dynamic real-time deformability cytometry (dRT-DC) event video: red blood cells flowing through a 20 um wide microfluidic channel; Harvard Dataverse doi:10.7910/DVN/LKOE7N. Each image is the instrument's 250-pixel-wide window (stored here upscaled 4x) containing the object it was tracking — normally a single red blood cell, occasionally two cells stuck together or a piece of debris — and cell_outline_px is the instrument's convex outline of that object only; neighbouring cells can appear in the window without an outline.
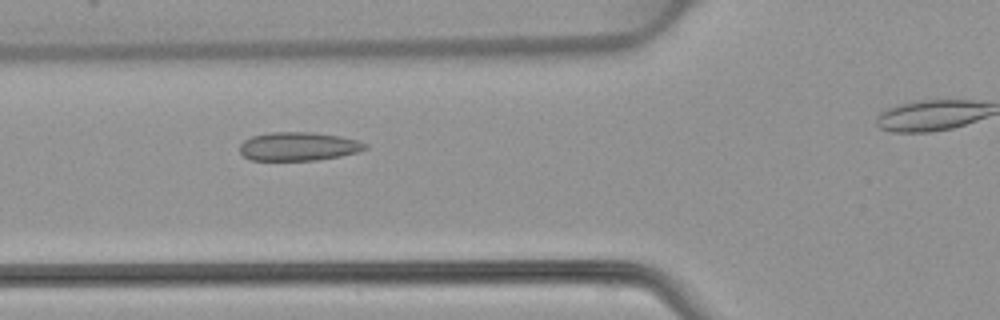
{"species": "common noctule bat (a hibernating species)", "species_latin": "Nyctalus noctula", "temperature_condition": "warm", "stored_images_in_passage": 36, "camera_frame_rate_fps": 3000, "um_per_image_px": 0.085, "animal": {"sex": "female", "body_mass_g": 22.7, "forearm_length_mm": 54.2}, "frame": {"image": 1, "passage_image": 14, "time_ms": 4.333, "image_size_px": [1000, 320], "cell_outline_px": [[368, 148], [356, 152], [340, 156], [316, 160], [252, 160], [244, 156], [240, 152], [240, 144], [244, 140], [252, 136], [272, 132], [312, 132], [340, 136], [356, 140], [368, 144]], "centroid_in_image_um": [25.37, 12.44], "position_along_channel_um": 100.4, "area_um2": 20.81}}
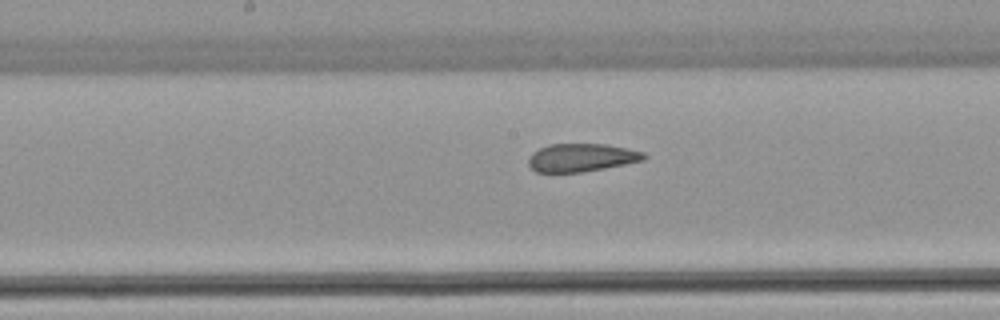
{"frame": {"image": 2, "passage_image": 21, "time_ms": 6.667, "image_size_px": [1000, 320], "cell_outline_px": [[648, 156], [644, 160], [604, 168], [580, 172], [536, 172], [528, 164], [528, 156], [532, 152], [548, 144], [604, 144], [628, 148], [644, 152]], "centroid_in_image_um": [49.42, 13.39], "position_along_channel_um": 198.8, "area_um2": 18.9}}
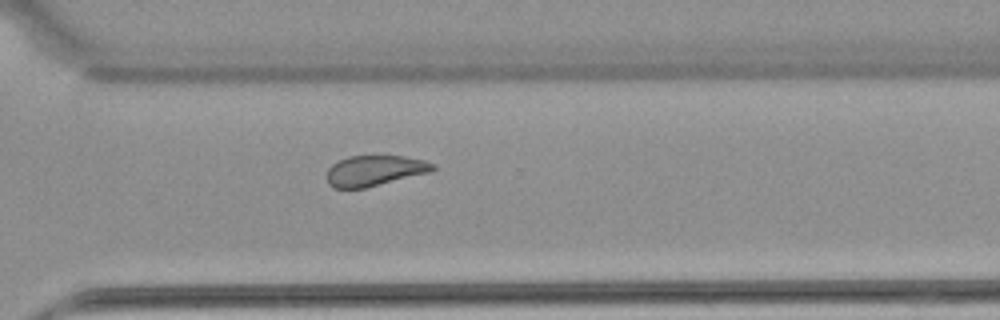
{"frame": {"image": 3, "passage_image": 31, "time_ms": 10.0, "image_size_px": [1000, 320], "cell_outline_px": [[436, 168], [432, 172], [364, 188], [332, 188], [328, 184], [328, 168], [332, 164], [348, 156], [404, 156], [424, 160], [436, 164]], "centroid_in_image_um": [31.88, 14.5], "position_along_channel_um": 338.7, "area_um2": 18.9}}